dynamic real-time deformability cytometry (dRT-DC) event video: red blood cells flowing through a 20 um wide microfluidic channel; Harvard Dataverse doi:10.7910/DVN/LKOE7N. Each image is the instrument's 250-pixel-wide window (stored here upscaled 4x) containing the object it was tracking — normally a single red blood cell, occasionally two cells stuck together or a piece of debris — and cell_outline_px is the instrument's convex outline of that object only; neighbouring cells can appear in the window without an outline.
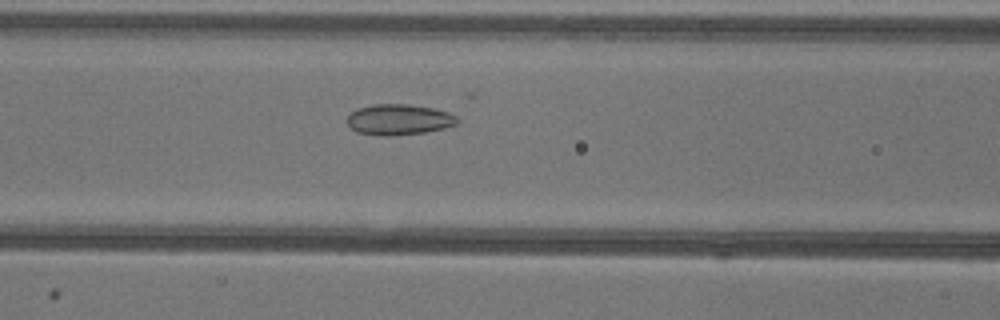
{"species": "common noctule bat (a hibernating species)", "species_latin": "Nyctalus noctula", "temperature_condition": "warm", "stored_images_in_passage": 29, "camera_frame_rate_fps": 3000, "um_per_image_px": 0.085, "animal": {"sex": "female"}, "frame": {"image": 1, "passage_image": 9, "time_ms": 2.667, "image_size_px": [1000, 320], "cell_outline_px": [[460, 120], [456, 124], [444, 128], [424, 132], [384, 136], [356, 132], [348, 124], [348, 116], [356, 108], [372, 104], [408, 104], [432, 108], [448, 112], [456, 116]], "centroid_in_image_um": [33.9, 10.15], "position_along_channel_um": 132.7, "area_um2": 19.59}}
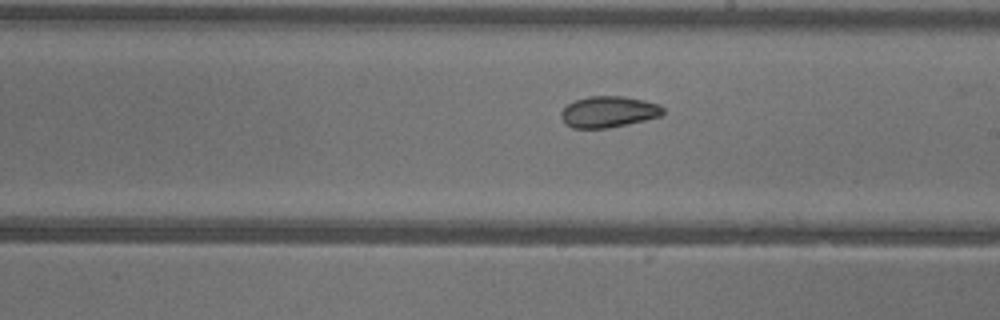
{"frame": {"image": 2, "passage_image": 17, "time_ms": 5.333, "image_size_px": [1000, 320], "cell_outline_px": [[664, 112], [660, 116], [628, 124], [608, 128], [572, 128], [564, 124], [560, 116], [560, 112], [568, 104], [576, 100], [588, 96], [624, 96], [644, 100], [660, 104], [664, 108]], "centroid_in_image_um": [51.71, 9.5], "position_along_channel_um": 237.3, "area_um2": 18.67}}
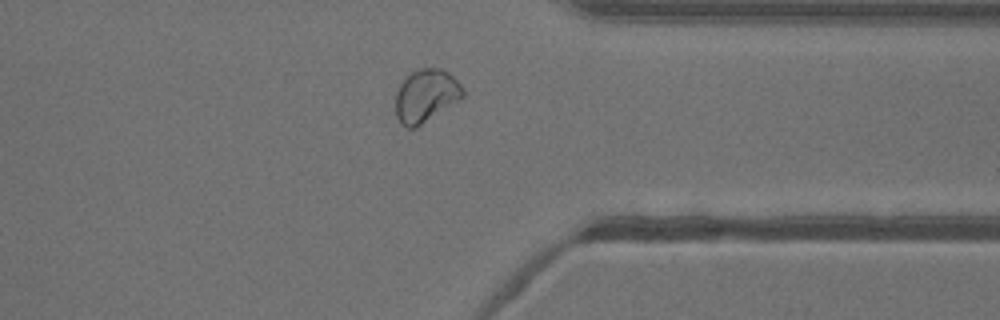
{"frame": {"image": 3, "passage_image": 28, "time_ms": 9.0, "image_size_px": [1000, 320], "cell_outline_px": [[464, 96], [416, 128], [408, 128], [400, 124], [396, 116], [396, 92], [400, 84], [416, 68], [440, 68], [448, 72], [464, 88]], "centroid_in_image_um": [36.19, 8.14], "position_along_channel_um": 375.2, "area_um2": 20.58}}